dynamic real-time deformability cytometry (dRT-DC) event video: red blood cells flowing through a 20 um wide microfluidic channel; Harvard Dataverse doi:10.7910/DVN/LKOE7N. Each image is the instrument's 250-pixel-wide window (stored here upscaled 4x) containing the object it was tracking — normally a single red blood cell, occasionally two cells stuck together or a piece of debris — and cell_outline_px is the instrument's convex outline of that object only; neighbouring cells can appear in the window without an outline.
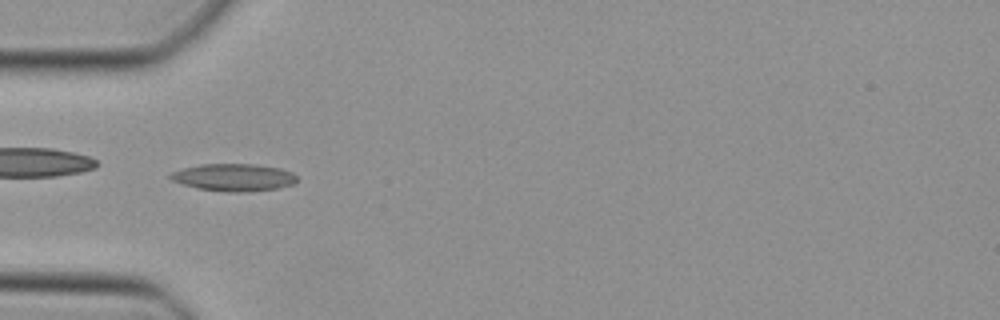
{"species": "Egyptian fruit bat (a non-hibernating species)", "species_latin": "Rousettus aegyptiacus", "temperature_condition": "cold", "stored_images_in_passage": 45, "camera_frame_rate_fps": 3000, "um_per_image_px": 0.085, "animal": {"sex": "female"}, "frame": {"image": 1, "passage_image": 13, "time_ms": 4.0, "image_size_px": [1000, 320], "cell_outline_px": [[296, 180], [292, 184], [276, 188], [248, 192], [228, 192], [196, 188], [172, 180], [168, 176], [172, 172], [184, 168], [200, 164], [252, 164], [280, 168], [292, 172], [296, 176]], "centroid_in_image_um": [19.85, 15.08], "position_along_channel_um": 65.1, "area_um2": 20.0}}
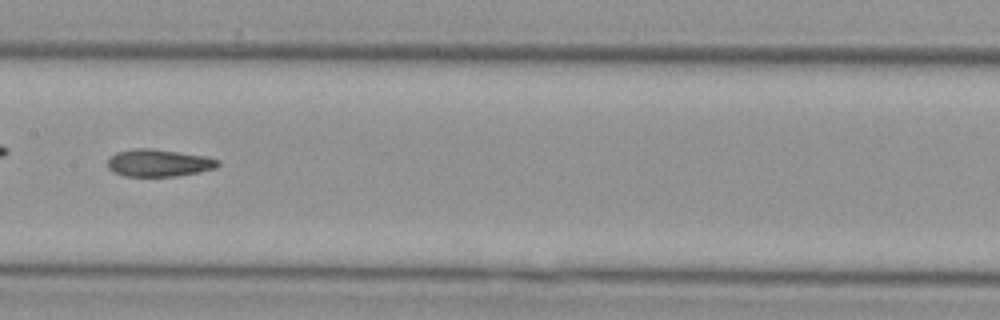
{"frame": {"image": 2, "passage_image": 22, "time_ms": 7.0, "image_size_px": [1000, 320], "cell_outline_px": [[220, 164], [216, 168], [200, 172], [176, 176], [124, 176], [112, 172], [108, 168], [108, 160], [116, 152], [136, 148], [148, 148], [204, 156], [220, 160]], "centroid_in_image_um": [13.49, 13.86], "position_along_channel_um": 193.9, "area_um2": 17.46}}
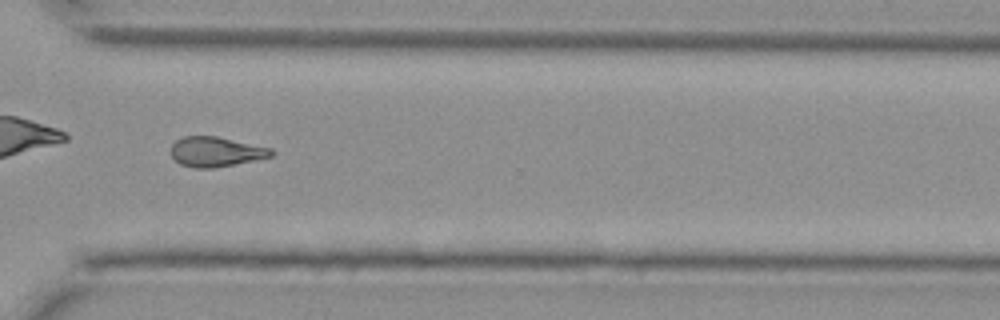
{"frame": {"image": 3, "passage_image": 33, "time_ms": 10.667, "image_size_px": [1000, 320], "cell_outline_px": [[276, 152], [272, 156], [212, 168], [192, 168], [180, 164], [172, 156], [172, 144], [176, 140], [184, 136], [216, 136], [272, 148]], "centroid_in_image_um": [18.35, 12.89], "position_along_channel_um": 352.3, "area_um2": 17.28}}